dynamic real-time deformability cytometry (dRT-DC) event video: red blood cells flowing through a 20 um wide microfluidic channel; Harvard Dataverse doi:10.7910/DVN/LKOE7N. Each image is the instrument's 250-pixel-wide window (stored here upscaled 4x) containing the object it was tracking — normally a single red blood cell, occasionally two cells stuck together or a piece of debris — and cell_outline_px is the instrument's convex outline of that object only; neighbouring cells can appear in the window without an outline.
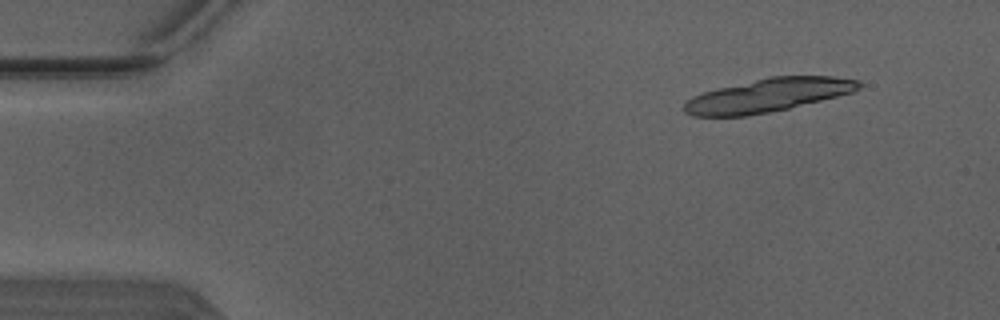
{"species": "Egyptian fruit bat (a non-hibernating species)", "species_latin": "Rousettus aegyptiacus", "temperature_condition": "warm", "stored_images_in_passage": 13, "camera_frame_rate_fps": 3000, "um_per_image_px": 0.085, "animal": {"sex": "male"}, "frame": {"image": 1, "passage_image": 1, "time_ms": 0.0, "image_size_px": [1000, 320], "cell_outline_px": [[864, 84], [860, 88], [852, 92], [788, 108], [768, 112], [744, 116], [692, 116], [684, 112], [684, 104], [692, 96], [704, 92], [768, 76], [832, 76], [860, 80]], "centroid_in_image_um": [65.29, 8.09], "position_along_channel_um": 19.7, "area_um2": 33.7}}